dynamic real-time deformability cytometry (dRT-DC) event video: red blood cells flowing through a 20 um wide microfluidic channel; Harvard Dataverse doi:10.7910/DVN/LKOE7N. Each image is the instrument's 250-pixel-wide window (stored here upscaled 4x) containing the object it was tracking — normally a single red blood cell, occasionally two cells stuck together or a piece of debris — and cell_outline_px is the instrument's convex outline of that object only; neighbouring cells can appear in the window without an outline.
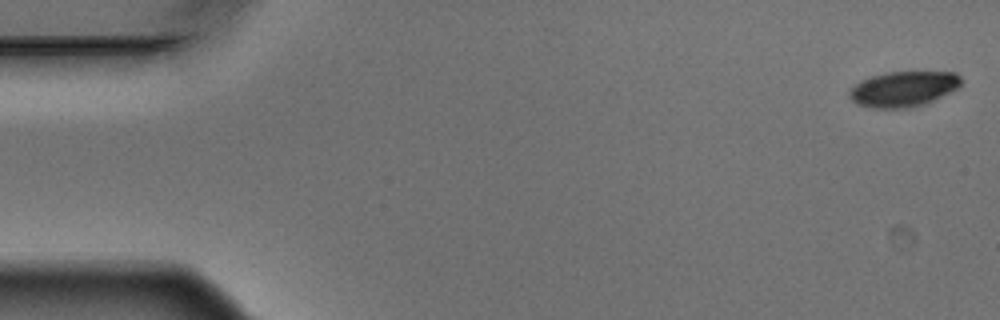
{"species": "Egyptian fruit bat (a non-hibernating species)", "species_latin": "Rousettus aegyptiacus", "temperature_condition": "warm", "stored_images_in_passage": 5, "camera_frame_rate_fps": 3000, "um_per_image_px": 0.085, "animal": {"sex": "male"}, "frame": {"image": 1, "passage_image": 1, "time_ms": 0.0, "image_size_px": [1000, 320], "cell_outline_px": [[960, 84], [956, 88], [924, 104], [912, 108], [872, 108], [856, 104], [848, 96], [848, 92], [860, 80], [884, 72], [956, 72], [960, 76]], "centroid_in_image_um": [76.73, 7.56], "position_along_channel_um": 8.3, "area_um2": 22.89}}
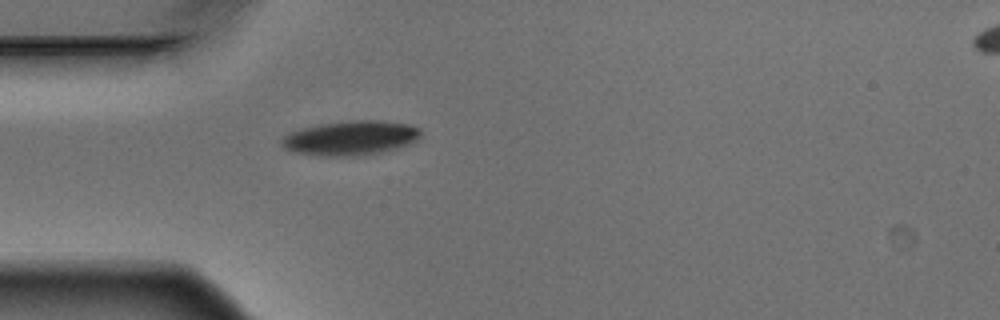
{"frame": {"image": 2, "passage_image": 5, "time_ms": 1.333, "image_size_px": [1000, 320], "cell_outline_px": [[420, 136], [416, 140], [408, 144], [396, 148], [380, 152], [356, 156], [320, 156], [292, 152], [284, 148], [280, 144], [280, 140], [284, 136], [292, 132], [304, 128], [324, 124], [352, 120], [380, 120], [408, 124], [420, 128]], "centroid_in_image_um": [29.79, 11.74], "position_along_channel_um": 55.2, "area_um2": 27.74}}